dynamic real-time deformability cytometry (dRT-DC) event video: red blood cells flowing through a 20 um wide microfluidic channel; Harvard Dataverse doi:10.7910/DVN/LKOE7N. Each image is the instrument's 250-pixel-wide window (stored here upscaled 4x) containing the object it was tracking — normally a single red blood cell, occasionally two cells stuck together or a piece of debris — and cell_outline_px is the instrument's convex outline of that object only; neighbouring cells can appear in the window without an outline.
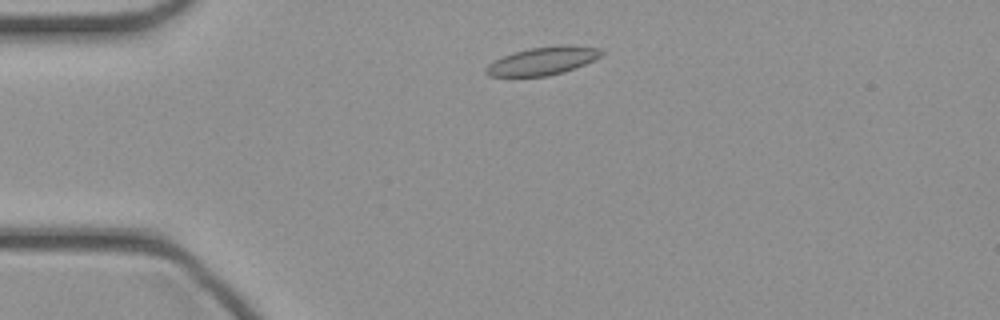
{"species": "common noctule bat (a hibernating species)", "species_latin": "Nyctalus noctula", "temperature_condition": "cold", "stored_images_in_passage": 39, "camera_frame_rate_fps": 3000, "um_per_image_px": 0.085, "animal": {"sex": "female", "body_mass_g": 21.9}, "frame": {"image": 1, "passage_image": 4, "time_ms": 1.0, "image_size_px": [1000, 320], "cell_outline_px": [[604, 52], [600, 56], [576, 68], [564, 72], [548, 76], [488, 76], [484, 72], [484, 68], [488, 64], [512, 52], [528, 48], [564, 44], [568, 44], [596, 48]], "centroid_in_image_um": [46.1, 5.17], "position_along_channel_um": 38.9, "area_um2": 18.84}}
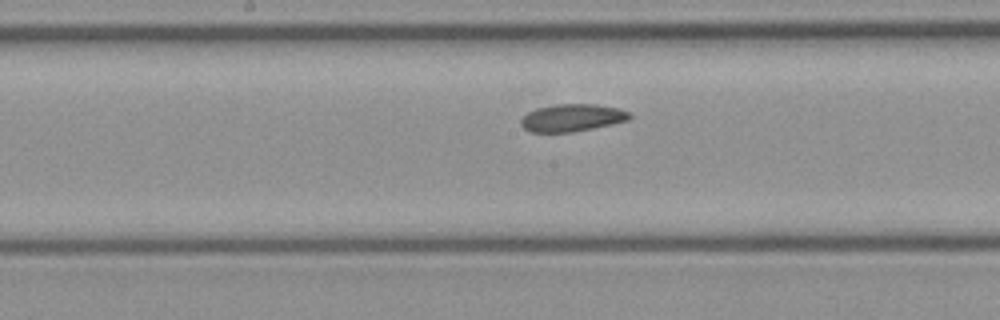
{"frame": {"image": 2, "passage_image": 17, "time_ms": 5.333, "image_size_px": [1000, 320], "cell_outline_px": [[632, 116], [628, 120], [612, 124], [572, 132], [528, 132], [520, 124], [520, 120], [528, 112], [536, 108], [556, 104], [596, 104], [620, 108], [628, 112]], "centroid_in_image_um": [48.61, 10.0], "position_along_channel_um": 199.6, "area_um2": 17.4}}
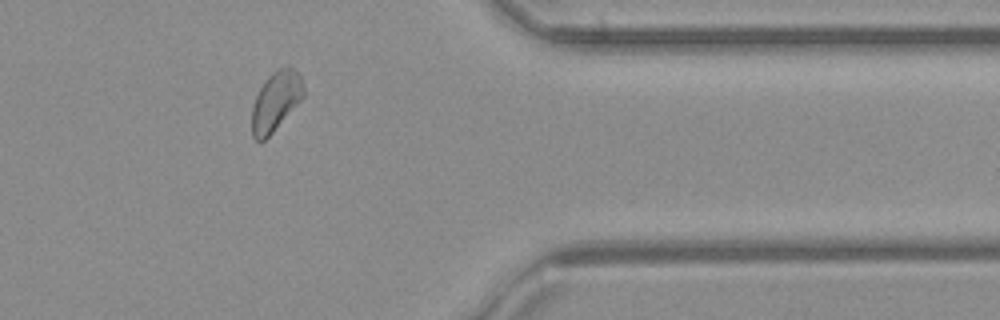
{"frame": {"image": 3, "passage_image": 31, "time_ms": 10.0, "image_size_px": [1000, 320], "cell_outline_px": [[304, 96], [272, 132], [264, 140], [256, 140], [252, 136], [252, 108], [256, 96], [260, 88], [268, 76], [272, 72], [288, 64], [300, 76], [304, 84]], "centroid_in_image_um": [23.44, 8.57], "position_along_channel_um": 388.0, "area_um2": 17.57}}